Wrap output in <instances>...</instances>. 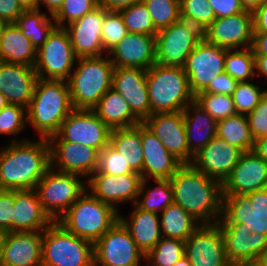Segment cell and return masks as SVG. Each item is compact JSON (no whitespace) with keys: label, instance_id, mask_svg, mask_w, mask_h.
I'll list each match as a JSON object with an SVG mask.
<instances>
[{"label":"cell","instance_id":"1","mask_svg":"<svg viewBox=\"0 0 267 266\" xmlns=\"http://www.w3.org/2000/svg\"><path fill=\"white\" fill-rule=\"evenodd\" d=\"M16 140L0 148V190L36 189L50 168L48 139Z\"/></svg>","mask_w":267,"mask_h":266},{"label":"cell","instance_id":"2","mask_svg":"<svg viewBox=\"0 0 267 266\" xmlns=\"http://www.w3.org/2000/svg\"><path fill=\"white\" fill-rule=\"evenodd\" d=\"M174 203L200 224H215L222 216V183L184 164L170 179Z\"/></svg>","mask_w":267,"mask_h":266},{"label":"cell","instance_id":"3","mask_svg":"<svg viewBox=\"0 0 267 266\" xmlns=\"http://www.w3.org/2000/svg\"><path fill=\"white\" fill-rule=\"evenodd\" d=\"M73 110L67 81L38 78L27 108V124L40 138L48 139Z\"/></svg>","mask_w":267,"mask_h":266},{"label":"cell","instance_id":"4","mask_svg":"<svg viewBox=\"0 0 267 266\" xmlns=\"http://www.w3.org/2000/svg\"><path fill=\"white\" fill-rule=\"evenodd\" d=\"M67 80L74 109L92 110L112 88L114 65L106 56L78 58Z\"/></svg>","mask_w":267,"mask_h":266},{"label":"cell","instance_id":"5","mask_svg":"<svg viewBox=\"0 0 267 266\" xmlns=\"http://www.w3.org/2000/svg\"><path fill=\"white\" fill-rule=\"evenodd\" d=\"M151 115L183 111L194 101L188 77L181 66L156 63L147 70Z\"/></svg>","mask_w":267,"mask_h":266},{"label":"cell","instance_id":"6","mask_svg":"<svg viewBox=\"0 0 267 266\" xmlns=\"http://www.w3.org/2000/svg\"><path fill=\"white\" fill-rule=\"evenodd\" d=\"M118 220V210L86 190L57 222L70 233L95 244Z\"/></svg>","mask_w":267,"mask_h":266},{"label":"cell","instance_id":"7","mask_svg":"<svg viewBox=\"0 0 267 266\" xmlns=\"http://www.w3.org/2000/svg\"><path fill=\"white\" fill-rule=\"evenodd\" d=\"M42 266H94V243L53 221L43 231Z\"/></svg>","mask_w":267,"mask_h":266},{"label":"cell","instance_id":"8","mask_svg":"<svg viewBox=\"0 0 267 266\" xmlns=\"http://www.w3.org/2000/svg\"><path fill=\"white\" fill-rule=\"evenodd\" d=\"M83 178L50 167L38 182L36 193L44 211L53 221H57L87 190Z\"/></svg>","mask_w":267,"mask_h":266},{"label":"cell","instance_id":"9","mask_svg":"<svg viewBox=\"0 0 267 266\" xmlns=\"http://www.w3.org/2000/svg\"><path fill=\"white\" fill-rule=\"evenodd\" d=\"M77 59L67 30L56 26L37 50L34 68L40 79L67 81Z\"/></svg>","mask_w":267,"mask_h":266},{"label":"cell","instance_id":"10","mask_svg":"<svg viewBox=\"0 0 267 266\" xmlns=\"http://www.w3.org/2000/svg\"><path fill=\"white\" fill-rule=\"evenodd\" d=\"M111 129L93 110L74 109L48 141H71L102 151L108 144Z\"/></svg>","mask_w":267,"mask_h":266},{"label":"cell","instance_id":"11","mask_svg":"<svg viewBox=\"0 0 267 266\" xmlns=\"http://www.w3.org/2000/svg\"><path fill=\"white\" fill-rule=\"evenodd\" d=\"M203 39L192 23L180 19L156 34V63L183 67L187 57Z\"/></svg>","mask_w":267,"mask_h":266},{"label":"cell","instance_id":"12","mask_svg":"<svg viewBox=\"0 0 267 266\" xmlns=\"http://www.w3.org/2000/svg\"><path fill=\"white\" fill-rule=\"evenodd\" d=\"M219 221L244 224L247 230L267 236V188L246 195H223Z\"/></svg>","mask_w":267,"mask_h":266},{"label":"cell","instance_id":"13","mask_svg":"<svg viewBox=\"0 0 267 266\" xmlns=\"http://www.w3.org/2000/svg\"><path fill=\"white\" fill-rule=\"evenodd\" d=\"M145 254L118 220L95 244L94 266H141Z\"/></svg>","mask_w":267,"mask_h":266},{"label":"cell","instance_id":"14","mask_svg":"<svg viewBox=\"0 0 267 266\" xmlns=\"http://www.w3.org/2000/svg\"><path fill=\"white\" fill-rule=\"evenodd\" d=\"M227 50L204 39L192 50L183 68L194 96L204 91L216 76L225 71Z\"/></svg>","mask_w":267,"mask_h":266},{"label":"cell","instance_id":"15","mask_svg":"<svg viewBox=\"0 0 267 266\" xmlns=\"http://www.w3.org/2000/svg\"><path fill=\"white\" fill-rule=\"evenodd\" d=\"M227 260L232 266H245L261 260L267 251V236L244 228V224L217 221Z\"/></svg>","mask_w":267,"mask_h":266},{"label":"cell","instance_id":"16","mask_svg":"<svg viewBox=\"0 0 267 266\" xmlns=\"http://www.w3.org/2000/svg\"><path fill=\"white\" fill-rule=\"evenodd\" d=\"M202 34L206 42L228 50L252 47L253 12L245 10L233 16L216 18Z\"/></svg>","mask_w":267,"mask_h":266},{"label":"cell","instance_id":"17","mask_svg":"<svg viewBox=\"0 0 267 266\" xmlns=\"http://www.w3.org/2000/svg\"><path fill=\"white\" fill-rule=\"evenodd\" d=\"M185 256L192 266H232L216 223L201 224L185 240Z\"/></svg>","mask_w":267,"mask_h":266},{"label":"cell","instance_id":"18","mask_svg":"<svg viewBox=\"0 0 267 266\" xmlns=\"http://www.w3.org/2000/svg\"><path fill=\"white\" fill-rule=\"evenodd\" d=\"M142 180L141 174L137 172L119 176L93 173L86 180V189L101 202L110 204L118 210L119 203H136Z\"/></svg>","mask_w":267,"mask_h":266},{"label":"cell","instance_id":"19","mask_svg":"<svg viewBox=\"0 0 267 266\" xmlns=\"http://www.w3.org/2000/svg\"><path fill=\"white\" fill-rule=\"evenodd\" d=\"M50 167L63 173H73L88 179L98 168L99 151L71 141H48Z\"/></svg>","mask_w":267,"mask_h":266},{"label":"cell","instance_id":"20","mask_svg":"<svg viewBox=\"0 0 267 266\" xmlns=\"http://www.w3.org/2000/svg\"><path fill=\"white\" fill-rule=\"evenodd\" d=\"M163 143L165 148L183 164H191L182 111L155 113L142 122Z\"/></svg>","mask_w":267,"mask_h":266},{"label":"cell","instance_id":"21","mask_svg":"<svg viewBox=\"0 0 267 266\" xmlns=\"http://www.w3.org/2000/svg\"><path fill=\"white\" fill-rule=\"evenodd\" d=\"M146 75L147 70L141 68L114 67L112 76V88L141 122L151 116Z\"/></svg>","mask_w":267,"mask_h":266},{"label":"cell","instance_id":"22","mask_svg":"<svg viewBox=\"0 0 267 266\" xmlns=\"http://www.w3.org/2000/svg\"><path fill=\"white\" fill-rule=\"evenodd\" d=\"M105 14L106 9L98 6L92 12L65 27L77 58L108 54L102 44V26Z\"/></svg>","mask_w":267,"mask_h":266},{"label":"cell","instance_id":"23","mask_svg":"<svg viewBox=\"0 0 267 266\" xmlns=\"http://www.w3.org/2000/svg\"><path fill=\"white\" fill-rule=\"evenodd\" d=\"M244 152L215 136L198 154L191 165L221 183L230 175Z\"/></svg>","mask_w":267,"mask_h":266},{"label":"cell","instance_id":"24","mask_svg":"<svg viewBox=\"0 0 267 266\" xmlns=\"http://www.w3.org/2000/svg\"><path fill=\"white\" fill-rule=\"evenodd\" d=\"M267 188V163L254 151L244 152L222 183V194H248Z\"/></svg>","mask_w":267,"mask_h":266},{"label":"cell","instance_id":"25","mask_svg":"<svg viewBox=\"0 0 267 266\" xmlns=\"http://www.w3.org/2000/svg\"><path fill=\"white\" fill-rule=\"evenodd\" d=\"M107 53L114 67L148 70L156 64V36L129 32Z\"/></svg>","mask_w":267,"mask_h":266},{"label":"cell","instance_id":"26","mask_svg":"<svg viewBox=\"0 0 267 266\" xmlns=\"http://www.w3.org/2000/svg\"><path fill=\"white\" fill-rule=\"evenodd\" d=\"M143 148V180L170 179L184 164L171 154L163 143L141 122Z\"/></svg>","mask_w":267,"mask_h":266},{"label":"cell","instance_id":"27","mask_svg":"<svg viewBox=\"0 0 267 266\" xmlns=\"http://www.w3.org/2000/svg\"><path fill=\"white\" fill-rule=\"evenodd\" d=\"M38 75L34 67L0 61V93L8 104L28 108Z\"/></svg>","mask_w":267,"mask_h":266},{"label":"cell","instance_id":"28","mask_svg":"<svg viewBox=\"0 0 267 266\" xmlns=\"http://www.w3.org/2000/svg\"><path fill=\"white\" fill-rule=\"evenodd\" d=\"M43 231L9 232L0 266H42Z\"/></svg>","mask_w":267,"mask_h":266},{"label":"cell","instance_id":"29","mask_svg":"<svg viewBox=\"0 0 267 266\" xmlns=\"http://www.w3.org/2000/svg\"><path fill=\"white\" fill-rule=\"evenodd\" d=\"M52 222L35 189L15 190L12 232L44 231Z\"/></svg>","mask_w":267,"mask_h":266},{"label":"cell","instance_id":"30","mask_svg":"<svg viewBox=\"0 0 267 266\" xmlns=\"http://www.w3.org/2000/svg\"><path fill=\"white\" fill-rule=\"evenodd\" d=\"M130 215L128 219L119 212V221L128 230L137 247L147 255L162 238L160 215L141 210L135 204Z\"/></svg>","mask_w":267,"mask_h":266},{"label":"cell","instance_id":"31","mask_svg":"<svg viewBox=\"0 0 267 266\" xmlns=\"http://www.w3.org/2000/svg\"><path fill=\"white\" fill-rule=\"evenodd\" d=\"M182 112L189 151L194 157L216 136L217 122L195 101Z\"/></svg>","mask_w":267,"mask_h":266},{"label":"cell","instance_id":"32","mask_svg":"<svg viewBox=\"0 0 267 266\" xmlns=\"http://www.w3.org/2000/svg\"><path fill=\"white\" fill-rule=\"evenodd\" d=\"M37 50L15 23H7L0 38V61L34 67Z\"/></svg>","mask_w":267,"mask_h":266},{"label":"cell","instance_id":"33","mask_svg":"<svg viewBox=\"0 0 267 266\" xmlns=\"http://www.w3.org/2000/svg\"><path fill=\"white\" fill-rule=\"evenodd\" d=\"M92 110L111 130L134 127L141 123L131 112L128 103L113 88L101 97Z\"/></svg>","mask_w":267,"mask_h":266},{"label":"cell","instance_id":"34","mask_svg":"<svg viewBox=\"0 0 267 266\" xmlns=\"http://www.w3.org/2000/svg\"><path fill=\"white\" fill-rule=\"evenodd\" d=\"M109 145L122 156L129 167L142 172L144 157L141 143V123L129 128L112 129Z\"/></svg>","mask_w":267,"mask_h":266},{"label":"cell","instance_id":"35","mask_svg":"<svg viewBox=\"0 0 267 266\" xmlns=\"http://www.w3.org/2000/svg\"><path fill=\"white\" fill-rule=\"evenodd\" d=\"M162 237L185 241L201 224L179 205L172 203L160 214Z\"/></svg>","mask_w":267,"mask_h":266},{"label":"cell","instance_id":"36","mask_svg":"<svg viewBox=\"0 0 267 266\" xmlns=\"http://www.w3.org/2000/svg\"><path fill=\"white\" fill-rule=\"evenodd\" d=\"M50 17L45 12H41L40 9L24 10L14 23L38 50L56 27L53 15Z\"/></svg>","mask_w":267,"mask_h":266},{"label":"cell","instance_id":"37","mask_svg":"<svg viewBox=\"0 0 267 266\" xmlns=\"http://www.w3.org/2000/svg\"><path fill=\"white\" fill-rule=\"evenodd\" d=\"M216 136L243 152L252 151L254 139L246 115L235 114L217 121Z\"/></svg>","mask_w":267,"mask_h":266},{"label":"cell","instance_id":"38","mask_svg":"<svg viewBox=\"0 0 267 266\" xmlns=\"http://www.w3.org/2000/svg\"><path fill=\"white\" fill-rule=\"evenodd\" d=\"M149 180H142L135 205L144 211L159 213L174 203L173 191L169 179H153L157 186L148 188ZM147 185V186H146ZM148 188V189H147ZM143 196V199H139Z\"/></svg>","mask_w":267,"mask_h":266},{"label":"cell","instance_id":"39","mask_svg":"<svg viewBox=\"0 0 267 266\" xmlns=\"http://www.w3.org/2000/svg\"><path fill=\"white\" fill-rule=\"evenodd\" d=\"M225 72L238 82L253 80L255 77V55L252 47L227 50Z\"/></svg>","mask_w":267,"mask_h":266},{"label":"cell","instance_id":"40","mask_svg":"<svg viewBox=\"0 0 267 266\" xmlns=\"http://www.w3.org/2000/svg\"><path fill=\"white\" fill-rule=\"evenodd\" d=\"M185 255V241L162 237L145 255L148 266H173Z\"/></svg>","mask_w":267,"mask_h":266},{"label":"cell","instance_id":"41","mask_svg":"<svg viewBox=\"0 0 267 266\" xmlns=\"http://www.w3.org/2000/svg\"><path fill=\"white\" fill-rule=\"evenodd\" d=\"M159 31L181 19L180 0H142Z\"/></svg>","mask_w":267,"mask_h":266},{"label":"cell","instance_id":"42","mask_svg":"<svg viewBox=\"0 0 267 266\" xmlns=\"http://www.w3.org/2000/svg\"><path fill=\"white\" fill-rule=\"evenodd\" d=\"M119 12L128 32L156 36L158 30L155 28L151 15L142 1L121 9Z\"/></svg>","mask_w":267,"mask_h":266},{"label":"cell","instance_id":"43","mask_svg":"<svg viewBox=\"0 0 267 266\" xmlns=\"http://www.w3.org/2000/svg\"><path fill=\"white\" fill-rule=\"evenodd\" d=\"M194 101L216 122L236 114L231 95L200 92Z\"/></svg>","mask_w":267,"mask_h":266},{"label":"cell","instance_id":"44","mask_svg":"<svg viewBox=\"0 0 267 266\" xmlns=\"http://www.w3.org/2000/svg\"><path fill=\"white\" fill-rule=\"evenodd\" d=\"M209 0H180L181 19L204 32L216 19Z\"/></svg>","mask_w":267,"mask_h":266},{"label":"cell","instance_id":"45","mask_svg":"<svg viewBox=\"0 0 267 266\" xmlns=\"http://www.w3.org/2000/svg\"><path fill=\"white\" fill-rule=\"evenodd\" d=\"M266 93L267 90L251 81L239 82L231 95L236 113L247 116L257 107Z\"/></svg>","mask_w":267,"mask_h":266},{"label":"cell","instance_id":"46","mask_svg":"<svg viewBox=\"0 0 267 266\" xmlns=\"http://www.w3.org/2000/svg\"><path fill=\"white\" fill-rule=\"evenodd\" d=\"M98 7V0H64L63 6L53 16L56 26L65 28Z\"/></svg>","mask_w":267,"mask_h":266},{"label":"cell","instance_id":"47","mask_svg":"<svg viewBox=\"0 0 267 266\" xmlns=\"http://www.w3.org/2000/svg\"><path fill=\"white\" fill-rule=\"evenodd\" d=\"M119 11L106 10L102 26V44L106 52L110 51L127 34Z\"/></svg>","mask_w":267,"mask_h":266},{"label":"cell","instance_id":"48","mask_svg":"<svg viewBox=\"0 0 267 266\" xmlns=\"http://www.w3.org/2000/svg\"><path fill=\"white\" fill-rule=\"evenodd\" d=\"M27 124V109L21 105L7 104L0 110V134L18 135Z\"/></svg>","mask_w":267,"mask_h":266},{"label":"cell","instance_id":"49","mask_svg":"<svg viewBox=\"0 0 267 266\" xmlns=\"http://www.w3.org/2000/svg\"><path fill=\"white\" fill-rule=\"evenodd\" d=\"M94 173H105L110 175H124L134 173L121 155L109 144L99 152L98 168Z\"/></svg>","mask_w":267,"mask_h":266},{"label":"cell","instance_id":"50","mask_svg":"<svg viewBox=\"0 0 267 266\" xmlns=\"http://www.w3.org/2000/svg\"><path fill=\"white\" fill-rule=\"evenodd\" d=\"M247 118L254 141L267 136V93Z\"/></svg>","mask_w":267,"mask_h":266},{"label":"cell","instance_id":"51","mask_svg":"<svg viewBox=\"0 0 267 266\" xmlns=\"http://www.w3.org/2000/svg\"><path fill=\"white\" fill-rule=\"evenodd\" d=\"M15 190H0V228L12 232Z\"/></svg>","mask_w":267,"mask_h":266},{"label":"cell","instance_id":"52","mask_svg":"<svg viewBox=\"0 0 267 266\" xmlns=\"http://www.w3.org/2000/svg\"><path fill=\"white\" fill-rule=\"evenodd\" d=\"M238 83V81L224 71L216 76L202 92L232 95Z\"/></svg>","mask_w":267,"mask_h":266},{"label":"cell","instance_id":"53","mask_svg":"<svg viewBox=\"0 0 267 266\" xmlns=\"http://www.w3.org/2000/svg\"><path fill=\"white\" fill-rule=\"evenodd\" d=\"M216 18L228 17L244 12L240 0H209Z\"/></svg>","mask_w":267,"mask_h":266},{"label":"cell","instance_id":"54","mask_svg":"<svg viewBox=\"0 0 267 266\" xmlns=\"http://www.w3.org/2000/svg\"><path fill=\"white\" fill-rule=\"evenodd\" d=\"M23 12L17 0H0V18L7 23H14Z\"/></svg>","mask_w":267,"mask_h":266},{"label":"cell","instance_id":"55","mask_svg":"<svg viewBox=\"0 0 267 266\" xmlns=\"http://www.w3.org/2000/svg\"><path fill=\"white\" fill-rule=\"evenodd\" d=\"M254 33H267V0L253 12Z\"/></svg>","mask_w":267,"mask_h":266},{"label":"cell","instance_id":"56","mask_svg":"<svg viewBox=\"0 0 267 266\" xmlns=\"http://www.w3.org/2000/svg\"><path fill=\"white\" fill-rule=\"evenodd\" d=\"M142 0H98V6L106 10L120 11L121 9L139 3Z\"/></svg>","mask_w":267,"mask_h":266},{"label":"cell","instance_id":"57","mask_svg":"<svg viewBox=\"0 0 267 266\" xmlns=\"http://www.w3.org/2000/svg\"><path fill=\"white\" fill-rule=\"evenodd\" d=\"M252 49L254 55H267V33H254Z\"/></svg>","mask_w":267,"mask_h":266},{"label":"cell","instance_id":"58","mask_svg":"<svg viewBox=\"0 0 267 266\" xmlns=\"http://www.w3.org/2000/svg\"><path fill=\"white\" fill-rule=\"evenodd\" d=\"M267 78V55H255V76Z\"/></svg>","mask_w":267,"mask_h":266},{"label":"cell","instance_id":"59","mask_svg":"<svg viewBox=\"0 0 267 266\" xmlns=\"http://www.w3.org/2000/svg\"><path fill=\"white\" fill-rule=\"evenodd\" d=\"M252 151L267 163V136L255 140Z\"/></svg>","mask_w":267,"mask_h":266},{"label":"cell","instance_id":"60","mask_svg":"<svg viewBox=\"0 0 267 266\" xmlns=\"http://www.w3.org/2000/svg\"><path fill=\"white\" fill-rule=\"evenodd\" d=\"M64 0H39V9L42 4L45 5L50 15H55L63 6Z\"/></svg>","mask_w":267,"mask_h":266},{"label":"cell","instance_id":"61","mask_svg":"<svg viewBox=\"0 0 267 266\" xmlns=\"http://www.w3.org/2000/svg\"><path fill=\"white\" fill-rule=\"evenodd\" d=\"M265 0H240L246 11L254 12Z\"/></svg>","mask_w":267,"mask_h":266},{"label":"cell","instance_id":"62","mask_svg":"<svg viewBox=\"0 0 267 266\" xmlns=\"http://www.w3.org/2000/svg\"><path fill=\"white\" fill-rule=\"evenodd\" d=\"M23 10L39 9V0H17Z\"/></svg>","mask_w":267,"mask_h":266},{"label":"cell","instance_id":"63","mask_svg":"<svg viewBox=\"0 0 267 266\" xmlns=\"http://www.w3.org/2000/svg\"><path fill=\"white\" fill-rule=\"evenodd\" d=\"M8 233L9 232L7 230L0 228V261L3 255L4 245H5V241H6Z\"/></svg>","mask_w":267,"mask_h":266},{"label":"cell","instance_id":"64","mask_svg":"<svg viewBox=\"0 0 267 266\" xmlns=\"http://www.w3.org/2000/svg\"><path fill=\"white\" fill-rule=\"evenodd\" d=\"M173 266H192L188 261L187 257L184 255L179 261H177Z\"/></svg>","mask_w":267,"mask_h":266},{"label":"cell","instance_id":"65","mask_svg":"<svg viewBox=\"0 0 267 266\" xmlns=\"http://www.w3.org/2000/svg\"><path fill=\"white\" fill-rule=\"evenodd\" d=\"M7 104L8 102L6 101L5 96L2 93H0V110L4 108Z\"/></svg>","mask_w":267,"mask_h":266},{"label":"cell","instance_id":"66","mask_svg":"<svg viewBox=\"0 0 267 266\" xmlns=\"http://www.w3.org/2000/svg\"><path fill=\"white\" fill-rule=\"evenodd\" d=\"M245 266H267L265 263H263L261 260L255 261L253 263L247 264Z\"/></svg>","mask_w":267,"mask_h":266},{"label":"cell","instance_id":"67","mask_svg":"<svg viewBox=\"0 0 267 266\" xmlns=\"http://www.w3.org/2000/svg\"><path fill=\"white\" fill-rule=\"evenodd\" d=\"M7 25V22L3 19L0 18V38L2 36V32H3V29L4 27Z\"/></svg>","mask_w":267,"mask_h":266},{"label":"cell","instance_id":"68","mask_svg":"<svg viewBox=\"0 0 267 266\" xmlns=\"http://www.w3.org/2000/svg\"><path fill=\"white\" fill-rule=\"evenodd\" d=\"M261 261L267 265V251H266V253L264 254V256H263V258L261 259Z\"/></svg>","mask_w":267,"mask_h":266}]
</instances>
